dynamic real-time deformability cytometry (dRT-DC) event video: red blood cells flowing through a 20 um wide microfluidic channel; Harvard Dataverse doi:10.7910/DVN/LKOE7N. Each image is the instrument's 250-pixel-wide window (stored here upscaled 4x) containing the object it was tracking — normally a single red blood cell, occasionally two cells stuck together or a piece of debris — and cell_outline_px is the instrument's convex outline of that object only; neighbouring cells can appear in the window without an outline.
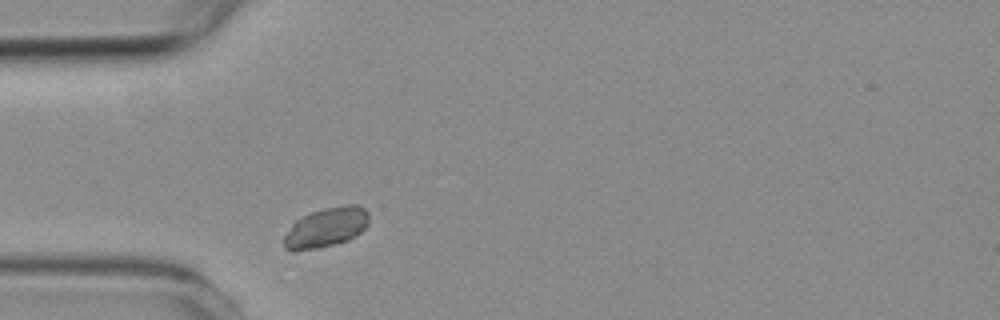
{"species": "common noctule bat (a hibernating species)", "species_latin": "Nyctalus noctula", "temperature_condition": "room temperature", "stored_images_in_passage": 1, "camera_frame_rate_fps": 3000, "um_per_image_px": 0.085, "animal": {"sex": "female", "body_mass_g": 19.3, "forearm_length_mm": 54.1}, "frame": {"image": 1, "passage_image": 1, "time_ms": 0.0, "image_size_px": [1000, 320], "cell_outline_px": [[368, 224], [360, 232], [348, 240], [320, 248], [296, 252], [292, 252], [284, 248], [284, 236], [292, 224], [296, 220], [312, 212], [324, 208], [344, 204], [360, 204], [368, 212]], "centroid_in_image_um": [27.71, 19.34], "position_along_channel_um": 57.3, "area_um2": 19.83}}